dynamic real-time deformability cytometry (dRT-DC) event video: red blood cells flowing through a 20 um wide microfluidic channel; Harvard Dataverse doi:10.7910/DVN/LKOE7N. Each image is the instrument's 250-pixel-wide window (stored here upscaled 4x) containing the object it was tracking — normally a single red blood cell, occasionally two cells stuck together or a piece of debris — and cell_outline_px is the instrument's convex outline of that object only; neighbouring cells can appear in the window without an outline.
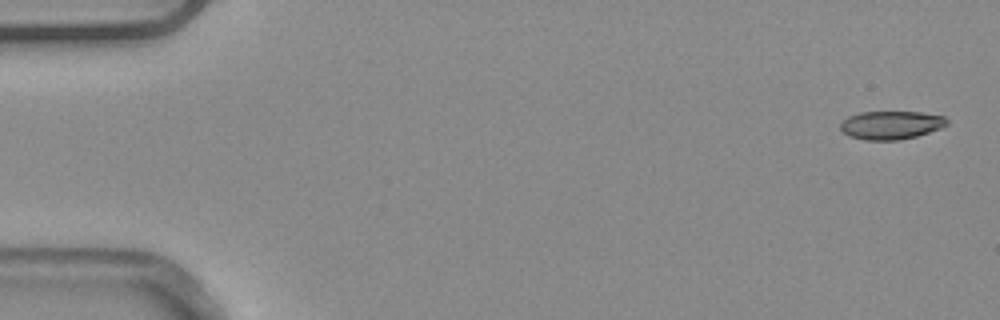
{"species": "common noctule bat (a hibernating species)", "species_latin": "Nyctalus noctula", "temperature_condition": "warm", "stored_images_in_passage": 4, "camera_frame_rate_fps": 3000, "um_per_image_px": 0.085, "animal": {"sex": "male", "body_mass_g": 20.4}, "frame": {"image": 1, "passage_image": 1, "time_ms": 0.0, "image_size_px": [1000, 320], "cell_outline_px": [[948, 124], [940, 128], [916, 136], [900, 140], [864, 140], [848, 136], [840, 128], [840, 124], [848, 116], [860, 112], [920, 112], [944, 116], [948, 120]], "centroid_in_image_um": [75.73, 10.63], "position_along_channel_um": 9.3, "area_um2": 17.57}}
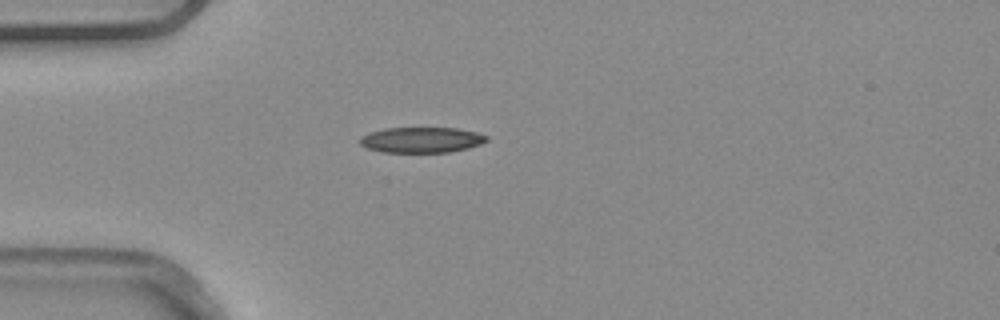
{"frame": {"image": 2, "passage_image": 4, "time_ms": 1.0, "image_size_px": [1000, 320], "cell_outline_px": [[488, 140], [480, 144], [468, 148], [448, 152], [380, 152], [368, 148], [360, 144], [360, 136], [384, 128], [456, 128], [476, 132], [488, 136]], "centroid_in_image_um": [35.83, 11.89], "position_along_channel_um": 49.2, "area_um2": 18.79}}